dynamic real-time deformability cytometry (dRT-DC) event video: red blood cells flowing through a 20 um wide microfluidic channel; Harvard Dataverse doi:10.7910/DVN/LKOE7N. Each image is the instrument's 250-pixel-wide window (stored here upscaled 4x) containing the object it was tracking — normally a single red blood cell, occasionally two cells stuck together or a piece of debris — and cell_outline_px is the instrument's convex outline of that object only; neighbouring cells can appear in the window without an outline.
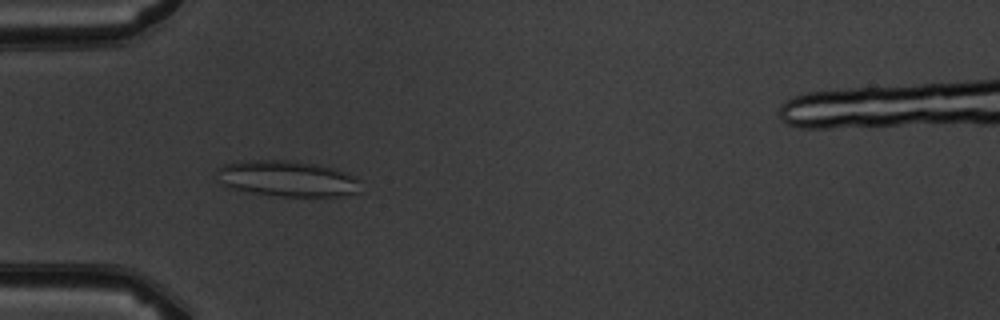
{"species": "common noctule bat (a hibernating species)", "species_latin": "Nyctalus noctula", "temperature_condition": "warm", "stored_images_in_passage": 6, "camera_frame_rate_fps": 3000, "um_per_image_px": 0.085, "animal": {"sex": "male", "body_mass_g": 19.5, "forearm_length_mm": 54.6}, "frame": {"image": 1, "passage_image": 5, "time_ms": 4.667, "image_size_px": [1000, 320], "cell_outline_px": [[360, 180], [356, 192], [340, 196], [280, 196], [252, 192], [228, 188], [224, 184], [216, 172], [216, 168], [224, 164], [240, 160], [292, 160], [320, 164], [336, 168]], "centroid_in_image_um": [24.38, 15.16], "position_along_channel_um": 60.6, "area_um2": 30.06}}
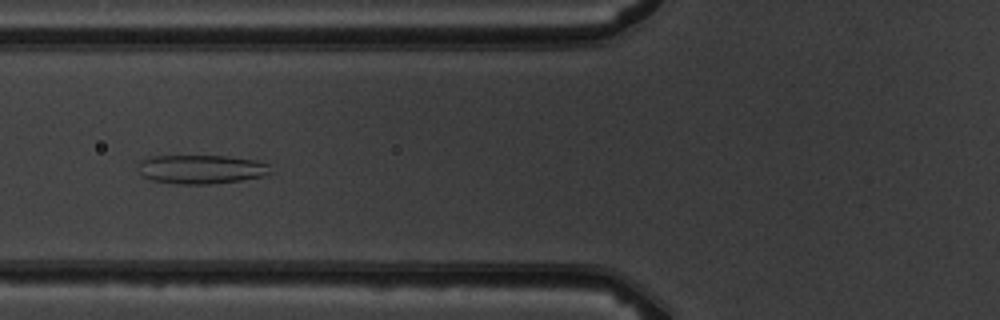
{"frame": {"image": 2, "passage_image": 6, "time_ms": 6.0, "image_size_px": [1000, 320], "cell_outline_px": [[272, 172], [264, 176], [240, 180], [208, 184], [180, 184], [152, 180], [144, 176], [140, 172], [140, 164], [144, 160], [152, 156], [228, 156], [256, 160], [268, 164]], "centroid_in_image_um": [17.17, 14.38], "position_along_channel_um": 108.6, "area_um2": 22.02}}